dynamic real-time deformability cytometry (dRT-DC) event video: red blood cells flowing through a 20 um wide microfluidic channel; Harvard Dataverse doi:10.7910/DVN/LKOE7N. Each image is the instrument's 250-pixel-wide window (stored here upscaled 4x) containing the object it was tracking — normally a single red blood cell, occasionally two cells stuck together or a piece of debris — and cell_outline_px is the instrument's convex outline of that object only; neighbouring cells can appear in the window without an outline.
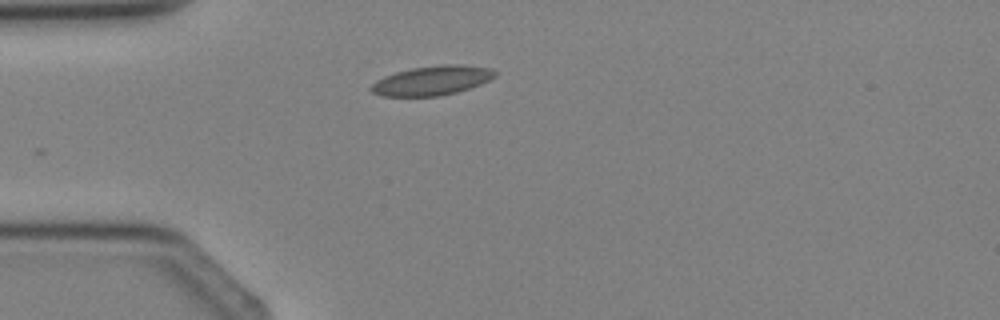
{"species": "Egyptian fruit bat (a non-hibernating species)", "species_latin": "Rousettus aegyptiacus", "temperature_condition": "cold", "stored_images_in_passage": 1, "camera_frame_rate_fps": 3000, "um_per_image_px": 0.085, "animal": {"sex": "female"}, "frame": {"image": 1, "passage_image": 1, "time_ms": 0.0, "image_size_px": [1000, 320], "cell_outline_px": [[496, 76], [480, 84], [456, 92], [440, 96], [384, 96], [372, 92], [368, 88], [376, 80], [384, 76], [396, 72], [412, 68], [444, 64], [460, 64], [492, 68], [496, 72]], "centroid_in_image_um": [36.71, 6.84], "position_along_channel_um": 48.3, "area_um2": 21.15}}